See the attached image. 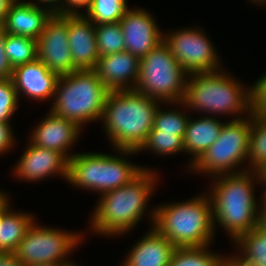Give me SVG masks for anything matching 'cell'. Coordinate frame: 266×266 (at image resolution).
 Segmentation results:
<instances>
[{
    "label": "cell",
    "instance_id": "cell-8",
    "mask_svg": "<svg viewBox=\"0 0 266 266\" xmlns=\"http://www.w3.org/2000/svg\"><path fill=\"white\" fill-rule=\"evenodd\" d=\"M250 131L251 114L240 120H227L217 140L191 165L188 172L212 178L247 171Z\"/></svg>",
    "mask_w": 266,
    "mask_h": 266
},
{
    "label": "cell",
    "instance_id": "cell-28",
    "mask_svg": "<svg viewBox=\"0 0 266 266\" xmlns=\"http://www.w3.org/2000/svg\"><path fill=\"white\" fill-rule=\"evenodd\" d=\"M152 152L153 155L167 157L175 154H185L183 139L175 134L161 133L157 129H151L145 143L137 153ZM155 153V154H154Z\"/></svg>",
    "mask_w": 266,
    "mask_h": 266
},
{
    "label": "cell",
    "instance_id": "cell-13",
    "mask_svg": "<svg viewBox=\"0 0 266 266\" xmlns=\"http://www.w3.org/2000/svg\"><path fill=\"white\" fill-rule=\"evenodd\" d=\"M19 160H16L12 168L13 176L16 180L29 184L42 182L45 178L68 179V159L60 152L38 147L29 140Z\"/></svg>",
    "mask_w": 266,
    "mask_h": 266
},
{
    "label": "cell",
    "instance_id": "cell-19",
    "mask_svg": "<svg viewBox=\"0 0 266 266\" xmlns=\"http://www.w3.org/2000/svg\"><path fill=\"white\" fill-rule=\"evenodd\" d=\"M53 14L49 8L38 6L31 0H15L3 26L6 33L38 40Z\"/></svg>",
    "mask_w": 266,
    "mask_h": 266
},
{
    "label": "cell",
    "instance_id": "cell-36",
    "mask_svg": "<svg viewBox=\"0 0 266 266\" xmlns=\"http://www.w3.org/2000/svg\"><path fill=\"white\" fill-rule=\"evenodd\" d=\"M220 266H253L250 261L245 259L241 254H239L237 251L232 252L230 254H223Z\"/></svg>",
    "mask_w": 266,
    "mask_h": 266
},
{
    "label": "cell",
    "instance_id": "cell-5",
    "mask_svg": "<svg viewBox=\"0 0 266 266\" xmlns=\"http://www.w3.org/2000/svg\"><path fill=\"white\" fill-rule=\"evenodd\" d=\"M192 196L155 205L153 227L176 248L213 245L217 235L209 194L205 191Z\"/></svg>",
    "mask_w": 266,
    "mask_h": 266
},
{
    "label": "cell",
    "instance_id": "cell-25",
    "mask_svg": "<svg viewBox=\"0 0 266 266\" xmlns=\"http://www.w3.org/2000/svg\"><path fill=\"white\" fill-rule=\"evenodd\" d=\"M266 164V116L251 113L247 170L259 171Z\"/></svg>",
    "mask_w": 266,
    "mask_h": 266
},
{
    "label": "cell",
    "instance_id": "cell-31",
    "mask_svg": "<svg viewBox=\"0 0 266 266\" xmlns=\"http://www.w3.org/2000/svg\"><path fill=\"white\" fill-rule=\"evenodd\" d=\"M20 101L11 78L0 79V122L11 123Z\"/></svg>",
    "mask_w": 266,
    "mask_h": 266
},
{
    "label": "cell",
    "instance_id": "cell-35",
    "mask_svg": "<svg viewBox=\"0 0 266 266\" xmlns=\"http://www.w3.org/2000/svg\"><path fill=\"white\" fill-rule=\"evenodd\" d=\"M5 35L4 26L0 25V79L11 78L13 71L4 50Z\"/></svg>",
    "mask_w": 266,
    "mask_h": 266
},
{
    "label": "cell",
    "instance_id": "cell-23",
    "mask_svg": "<svg viewBox=\"0 0 266 266\" xmlns=\"http://www.w3.org/2000/svg\"><path fill=\"white\" fill-rule=\"evenodd\" d=\"M190 116L183 102L162 103L156 111L152 129H157L161 133L175 134L184 139Z\"/></svg>",
    "mask_w": 266,
    "mask_h": 266
},
{
    "label": "cell",
    "instance_id": "cell-26",
    "mask_svg": "<svg viewBox=\"0 0 266 266\" xmlns=\"http://www.w3.org/2000/svg\"><path fill=\"white\" fill-rule=\"evenodd\" d=\"M205 247L175 248L169 266H220L221 253Z\"/></svg>",
    "mask_w": 266,
    "mask_h": 266
},
{
    "label": "cell",
    "instance_id": "cell-27",
    "mask_svg": "<svg viewBox=\"0 0 266 266\" xmlns=\"http://www.w3.org/2000/svg\"><path fill=\"white\" fill-rule=\"evenodd\" d=\"M4 50L12 68L38 58L37 40L25 36L6 33Z\"/></svg>",
    "mask_w": 266,
    "mask_h": 266
},
{
    "label": "cell",
    "instance_id": "cell-2",
    "mask_svg": "<svg viewBox=\"0 0 266 266\" xmlns=\"http://www.w3.org/2000/svg\"><path fill=\"white\" fill-rule=\"evenodd\" d=\"M258 185H262L259 171L247 170L212 177L206 187L213 204L215 232L221 227L231 243L258 225L262 198L255 191Z\"/></svg>",
    "mask_w": 266,
    "mask_h": 266
},
{
    "label": "cell",
    "instance_id": "cell-1",
    "mask_svg": "<svg viewBox=\"0 0 266 266\" xmlns=\"http://www.w3.org/2000/svg\"><path fill=\"white\" fill-rule=\"evenodd\" d=\"M160 176L158 169H144L128 184L98 196L89 217L90 233L101 238H120L133 231L144 217L153 227L156 207L149 203Z\"/></svg>",
    "mask_w": 266,
    "mask_h": 266
},
{
    "label": "cell",
    "instance_id": "cell-9",
    "mask_svg": "<svg viewBox=\"0 0 266 266\" xmlns=\"http://www.w3.org/2000/svg\"><path fill=\"white\" fill-rule=\"evenodd\" d=\"M188 73L162 41L140 59L135 90L162 103L183 102Z\"/></svg>",
    "mask_w": 266,
    "mask_h": 266
},
{
    "label": "cell",
    "instance_id": "cell-14",
    "mask_svg": "<svg viewBox=\"0 0 266 266\" xmlns=\"http://www.w3.org/2000/svg\"><path fill=\"white\" fill-rule=\"evenodd\" d=\"M152 13L134 5L120 20L125 51H129L139 59L163 41V29L158 26L157 19Z\"/></svg>",
    "mask_w": 266,
    "mask_h": 266
},
{
    "label": "cell",
    "instance_id": "cell-6",
    "mask_svg": "<svg viewBox=\"0 0 266 266\" xmlns=\"http://www.w3.org/2000/svg\"><path fill=\"white\" fill-rule=\"evenodd\" d=\"M113 153L77 151L68 160L67 184L100 196L128 184L144 169H154L133 163L135 150L114 149Z\"/></svg>",
    "mask_w": 266,
    "mask_h": 266
},
{
    "label": "cell",
    "instance_id": "cell-20",
    "mask_svg": "<svg viewBox=\"0 0 266 266\" xmlns=\"http://www.w3.org/2000/svg\"><path fill=\"white\" fill-rule=\"evenodd\" d=\"M148 229L134 242L119 266H169L176 247L154 227Z\"/></svg>",
    "mask_w": 266,
    "mask_h": 266
},
{
    "label": "cell",
    "instance_id": "cell-16",
    "mask_svg": "<svg viewBox=\"0 0 266 266\" xmlns=\"http://www.w3.org/2000/svg\"><path fill=\"white\" fill-rule=\"evenodd\" d=\"M59 77L37 58L35 61L13 68L11 79L19 101L25 97L24 99L29 101L53 102Z\"/></svg>",
    "mask_w": 266,
    "mask_h": 266
},
{
    "label": "cell",
    "instance_id": "cell-29",
    "mask_svg": "<svg viewBox=\"0 0 266 266\" xmlns=\"http://www.w3.org/2000/svg\"><path fill=\"white\" fill-rule=\"evenodd\" d=\"M130 8L127 0H93L83 15L94 25L116 23Z\"/></svg>",
    "mask_w": 266,
    "mask_h": 266
},
{
    "label": "cell",
    "instance_id": "cell-37",
    "mask_svg": "<svg viewBox=\"0 0 266 266\" xmlns=\"http://www.w3.org/2000/svg\"><path fill=\"white\" fill-rule=\"evenodd\" d=\"M38 6L49 8L53 13L62 15L63 0H31Z\"/></svg>",
    "mask_w": 266,
    "mask_h": 266
},
{
    "label": "cell",
    "instance_id": "cell-15",
    "mask_svg": "<svg viewBox=\"0 0 266 266\" xmlns=\"http://www.w3.org/2000/svg\"><path fill=\"white\" fill-rule=\"evenodd\" d=\"M36 124L28 135L32 144L60 152L68 160L76 154L72 148L84 131L77 123L59 117L48 109L45 118Z\"/></svg>",
    "mask_w": 266,
    "mask_h": 266
},
{
    "label": "cell",
    "instance_id": "cell-30",
    "mask_svg": "<svg viewBox=\"0 0 266 266\" xmlns=\"http://www.w3.org/2000/svg\"><path fill=\"white\" fill-rule=\"evenodd\" d=\"M99 57L125 51V40L120 22L95 25Z\"/></svg>",
    "mask_w": 266,
    "mask_h": 266
},
{
    "label": "cell",
    "instance_id": "cell-43",
    "mask_svg": "<svg viewBox=\"0 0 266 266\" xmlns=\"http://www.w3.org/2000/svg\"><path fill=\"white\" fill-rule=\"evenodd\" d=\"M261 183H266V164L259 170Z\"/></svg>",
    "mask_w": 266,
    "mask_h": 266
},
{
    "label": "cell",
    "instance_id": "cell-46",
    "mask_svg": "<svg viewBox=\"0 0 266 266\" xmlns=\"http://www.w3.org/2000/svg\"><path fill=\"white\" fill-rule=\"evenodd\" d=\"M29 266H75V265H56V264H51V263H43V264H33Z\"/></svg>",
    "mask_w": 266,
    "mask_h": 266
},
{
    "label": "cell",
    "instance_id": "cell-10",
    "mask_svg": "<svg viewBox=\"0 0 266 266\" xmlns=\"http://www.w3.org/2000/svg\"><path fill=\"white\" fill-rule=\"evenodd\" d=\"M41 224L37 219L32 223L14 252L21 264L76 265L70 254L86 241L85 233Z\"/></svg>",
    "mask_w": 266,
    "mask_h": 266
},
{
    "label": "cell",
    "instance_id": "cell-18",
    "mask_svg": "<svg viewBox=\"0 0 266 266\" xmlns=\"http://www.w3.org/2000/svg\"><path fill=\"white\" fill-rule=\"evenodd\" d=\"M68 41L76 70H94L99 59L95 25L84 15H67Z\"/></svg>",
    "mask_w": 266,
    "mask_h": 266
},
{
    "label": "cell",
    "instance_id": "cell-44",
    "mask_svg": "<svg viewBox=\"0 0 266 266\" xmlns=\"http://www.w3.org/2000/svg\"><path fill=\"white\" fill-rule=\"evenodd\" d=\"M249 2H251V5H252V3L254 4V5H256L257 7H258V5H259V7H265L266 6V0H249L248 1V3ZM258 4V5H257Z\"/></svg>",
    "mask_w": 266,
    "mask_h": 266
},
{
    "label": "cell",
    "instance_id": "cell-12",
    "mask_svg": "<svg viewBox=\"0 0 266 266\" xmlns=\"http://www.w3.org/2000/svg\"><path fill=\"white\" fill-rule=\"evenodd\" d=\"M68 43L67 15L54 13L37 40V48L38 59L59 76L77 71Z\"/></svg>",
    "mask_w": 266,
    "mask_h": 266
},
{
    "label": "cell",
    "instance_id": "cell-11",
    "mask_svg": "<svg viewBox=\"0 0 266 266\" xmlns=\"http://www.w3.org/2000/svg\"><path fill=\"white\" fill-rule=\"evenodd\" d=\"M167 30L163 31V41L188 74L216 72L223 69L222 56L200 25Z\"/></svg>",
    "mask_w": 266,
    "mask_h": 266
},
{
    "label": "cell",
    "instance_id": "cell-24",
    "mask_svg": "<svg viewBox=\"0 0 266 266\" xmlns=\"http://www.w3.org/2000/svg\"><path fill=\"white\" fill-rule=\"evenodd\" d=\"M231 245L253 266H266V231L258 226L241 235Z\"/></svg>",
    "mask_w": 266,
    "mask_h": 266
},
{
    "label": "cell",
    "instance_id": "cell-21",
    "mask_svg": "<svg viewBox=\"0 0 266 266\" xmlns=\"http://www.w3.org/2000/svg\"><path fill=\"white\" fill-rule=\"evenodd\" d=\"M191 116L183 139L185 154L190 155L188 165L185 167L188 171L191 165L217 140L226 122L219 117L198 115L193 118L192 114Z\"/></svg>",
    "mask_w": 266,
    "mask_h": 266
},
{
    "label": "cell",
    "instance_id": "cell-34",
    "mask_svg": "<svg viewBox=\"0 0 266 266\" xmlns=\"http://www.w3.org/2000/svg\"><path fill=\"white\" fill-rule=\"evenodd\" d=\"M92 2L93 0H63L62 15H83Z\"/></svg>",
    "mask_w": 266,
    "mask_h": 266
},
{
    "label": "cell",
    "instance_id": "cell-7",
    "mask_svg": "<svg viewBox=\"0 0 266 266\" xmlns=\"http://www.w3.org/2000/svg\"><path fill=\"white\" fill-rule=\"evenodd\" d=\"M109 93L94 70L73 71L58 78L49 110L86 129V125L100 121Z\"/></svg>",
    "mask_w": 266,
    "mask_h": 266
},
{
    "label": "cell",
    "instance_id": "cell-45",
    "mask_svg": "<svg viewBox=\"0 0 266 266\" xmlns=\"http://www.w3.org/2000/svg\"><path fill=\"white\" fill-rule=\"evenodd\" d=\"M261 184L263 189H262V194H260L259 196H261L262 197L261 199L266 203V183H261Z\"/></svg>",
    "mask_w": 266,
    "mask_h": 266
},
{
    "label": "cell",
    "instance_id": "cell-22",
    "mask_svg": "<svg viewBox=\"0 0 266 266\" xmlns=\"http://www.w3.org/2000/svg\"><path fill=\"white\" fill-rule=\"evenodd\" d=\"M10 207L0 224V252L14 253L20 241L25 237L28 228L37 219L34 213L13 210Z\"/></svg>",
    "mask_w": 266,
    "mask_h": 266
},
{
    "label": "cell",
    "instance_id": "cell-4",
    "mask_svg": "<svg viewBox=\"0 0 266 266\" xmlns=\"http://www.w3.org/2000/svg\"><path fill=\"white\" fill-rule=\"evenodd\" d=\"M160 105L161 101L135 89L110 91L99 121L110 147L138 151L153 128Z\"/></svg>",
    "mask_w": 266,
    "mask_h": 266
},
{
    "label": "cell",
    "instance_id": "cell-39",
    "mask_svg": "<svg viewBox=\"0 0 266 266\" xmlns=\"http://www.w3.org/2000/svg\"><path fill=\"white\" fill-rule=\"evenodd\" d=\"M257 226L266 231V203L262 199L259 206Z\"/></svg>",
    "mask_w": 266,
    "mask_h": 266
},
{
    "label": "cell",
    "instance_id": "cell-17",
    "mask_svg": "<svg viewBox=\"0 0 266 266\" xmlns=\"http://www.w3.org/2000/svg\"><path fill=\"white\" fill-rule=\"evenodd\" d=\"M140 59L129 51L99 57L94 71L110 91L135 89Z\"/></svg>",
    "mask_w": 266,
    "mask_h": 266
},
{
    "label": "cell",
    "instance_id": "cell-40",
    "mask_svg": "<svg viewBox=\"0 0 266 266\" xmlns=\"http://www.w3.org/2000/svg\"><path fill=\"white\" fill-rule=\"evenodd\" d=\"M15 0H0V25H3L11 4Z\"/></svg>",
    "mask_w": 266,
    "mask_h": 266
},
{
    "label": "cell",
    "instance_id": "cell-32",
    "mask_svg": "<svg viewBox=\"0 0 266 266\" xmlns=\"http://www.w3.org/2000/svg\"><path fill=\"white\" fill-rule=\"evenodd\" d=\"M251 83V111L266 116V71Z\"/></svg>",
    "mask_w": 266,
    "mask_h": 266
},
{
    "label": "cell",
    "instance_id": "cell-41",
    "mask_svg": "<svg viewBox=\"0 0 266 266\" xmlns=\"http://www.w3.org/2000/svg\"><path fill=\"white\" fill-rule=\"evenodd\" d=\"M12 198L10 197L1 207H0V224L2 222V219L4 217V213L12 206V203L11 200Z\"/></svg>",
    "mask_w": 266,
    "mask_h": 266
},
{
    "label": "cell",
    "instance_id": "cell-33",
    "mask_svg": "<svg viewBox=\"0 0 266 266\" xmlns=\"http://www.w3.org/2000/svg\"><path fill=\"white\" fill-rule=\"evenodd\" d=\"M11 123L0 122V156L14 152L15 146H17L16 133ZM13 149V150H12Z\"/></svg>",
    "mask_w": 266,
    "mask_h": 266
},
{
    "label": "cell",
    "instance_id": "cell-3",
    "mask_svg": "<svg viewBox=\"0 0 266 266\" xmlns=\"http://www.w3.org/2000/svg\"><path fill=\"white\" fill-rule=\"evenodd\" d=\"M234 76L225 67L216 72L189 73L183 103L192 114L221 116L225 121L228 116L232 117L229 121L250 116L251 85Z\"/></svg>",
    "mask_w": 266,
    "mask_h": 266
},
{
    "label": "cell",
    "instance_id": "cell-42",
    "mask_svg": "<svg viewBox=\"0 0 266 266\" xmlns=\"http://www.w3.org/2000/svg\"><path fill=\"white\" fill-rule=\"evenodd\" d=\"M10 196L11 195H9L7 191L5 192V190L3 191L0 189V207L10 198Z\"/></svg>",
    "mask_w": 266,
    "mask_h": 266
},
{
    "label": "cell",
    "instance_id": "cell-38",
    "mask_svg": "<svg viewBox=\"0 0 266 266\" xmlns=\"http://www.w3.org/2000/svg\"><path fill=\"white\" fill-rule=\"evenodd\" d=\"M0 266H24L17 259L15 253L0 252Z\"/></svg>",
    "mask_w": 266,
    "mask_h": 266
}]
</instances>
